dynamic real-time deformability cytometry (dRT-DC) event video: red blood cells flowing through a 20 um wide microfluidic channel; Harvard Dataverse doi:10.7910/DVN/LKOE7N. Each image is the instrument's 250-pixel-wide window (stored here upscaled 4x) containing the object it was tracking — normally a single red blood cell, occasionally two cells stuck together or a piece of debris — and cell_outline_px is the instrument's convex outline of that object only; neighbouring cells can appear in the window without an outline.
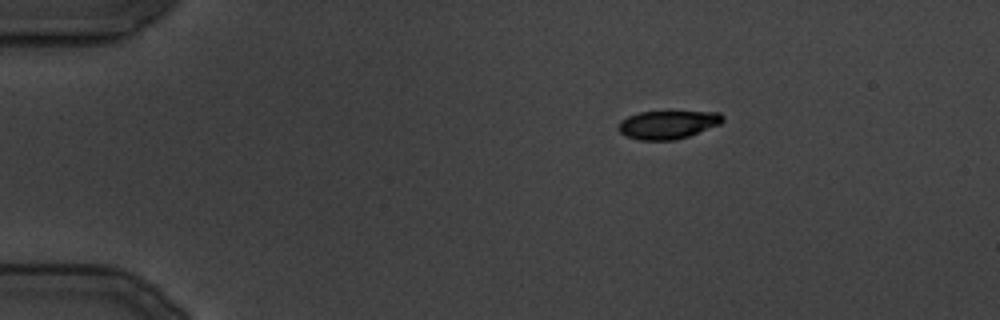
{"species": "common noctule bat (a hibernating species)", "species_latin": "Nyctalus noctula", "temperature_condition": "cold", "stored_images_in_passage": 19, "camera_frame_rate_fps": 3000, "um_per_image_px": 0.085, "animal": {"sex": "male", "body_mass_g": 19.5, "forearm_length_mm": 54.6}, "frame": {"image": 1, "passage_image": 1, "time_ms": 0.0, "image_size_px": [1000, 320], "cell_outline_px": [[724, 120], [720, 124], [688, 136], [676, 140], [640, 140], [628, 136], [620, 132], [616, 128], [620, 120], [628, 116], [640, 112], [720, 112], [724, 116]], "centroid_in_image_um": [56.75, 10.59], "position_along_channel_um": 28.2, "area_um2": 17.11}}
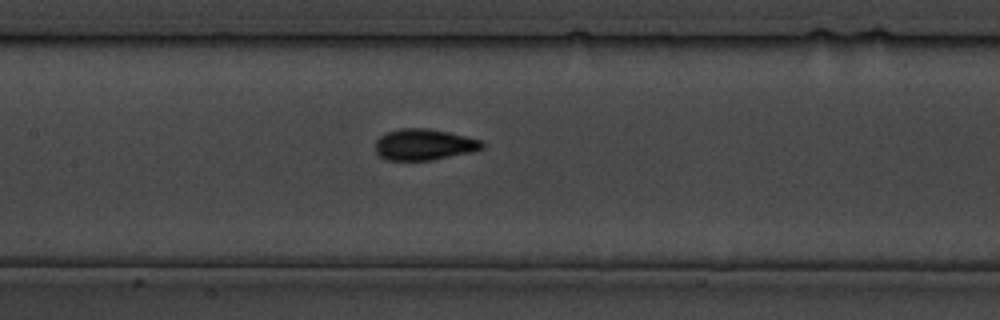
{"frame": {"image": 2, "passage_image": 12, "time_ms": 13.333, "image_size_px": [1000, 320], "cell_outline_px": [[484, 148], [472, 152], [432, 160], [384, 160], [376, 152], [376, 140], [380, 136], [388, 132], [404, 128], [428, 128], [448, 132], [480, 140], [484, 144]], "centroid_in_image_um": [36.04, 12.29], "position_along_channel_um": 171.4, "area_um2": 19.31}}
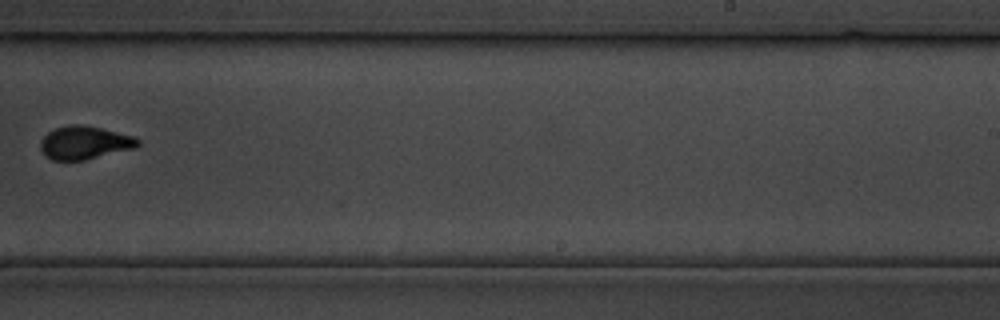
{"frame": {"image": 3, "passage_image": 18, "time_ms": 20.333, "image_size_px": [1000, 320], "cell_outline_px": [[140, 144], [136, 148], [84, 160], [52, 160], [44, 156], [40, 148], [40, 140], [48, 132], [56, 128], [72, 124], [80, 124], [100, 128], [136, 136], [140, 140]], "centroid_in_image_um": [7.2, 12.13], "position_along_channel_um": 281.8, "area_um2": 18.96}}